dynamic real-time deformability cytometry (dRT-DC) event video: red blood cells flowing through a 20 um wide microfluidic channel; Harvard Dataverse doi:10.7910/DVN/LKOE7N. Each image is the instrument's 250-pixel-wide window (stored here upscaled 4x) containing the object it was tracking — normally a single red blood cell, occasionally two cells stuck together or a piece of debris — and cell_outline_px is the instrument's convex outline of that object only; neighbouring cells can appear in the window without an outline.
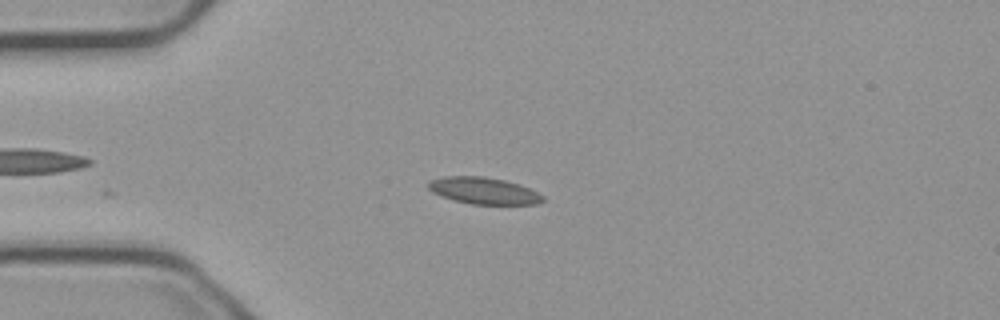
{"species": "common noctule bat (a hibernating species)", "species_latin": "Nyctalus noctula", "temperature_condition": "cold", "stored_images_in_passage": 19, "camera_frame_rate_fps": 3000, "um_per_image_px": 0.085, "animal": {"sex": "male", "body_mass_g": 23.1, "forearm_length_mm": 52.7}, "frame": {"image": 1, "passage_image": 4, "time_ms": 1.0, "image_size_px": [1000, 320], "cell_outline_px": [[544, 200], [536, 204], [472, 204], [452, 200], [440, 196], [432, 192], [428, 188], [428, 180], [444, 176], [484, 176], [504, 180], [520, 184], [544, 196]], "centroid_in_image_um": [41.07, 16.2], "position_along_channel_um": 43.9, "area_um2": 17.92}}
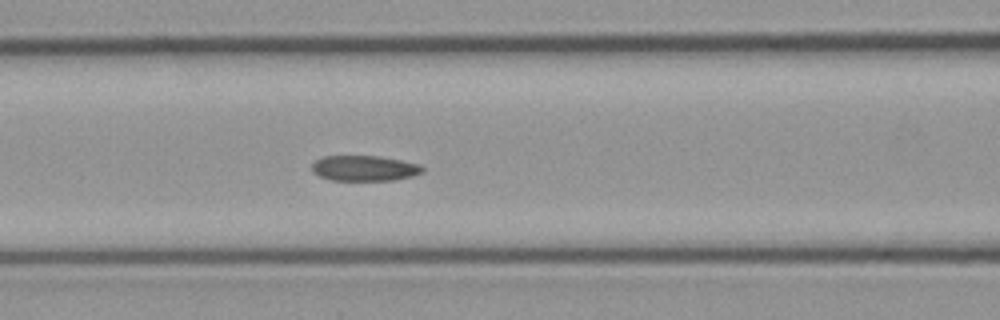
{"frame": {"image": 2, "passage_image": 13, "time_ms": 4.0, "image_size_px": [1000, 320], "cell_outline_px": [[424, 172], [412, 176], [392, 180], [332, 180], [320, 176], [312, 172], [312, 164], [320, 156], [376, 156], [400, 160], [420, 164], [424, 168]], "centroid_in_image_um": [30.97, 14.3], "position_along_channel_um": 135.6, "area_um2": 16.36}}
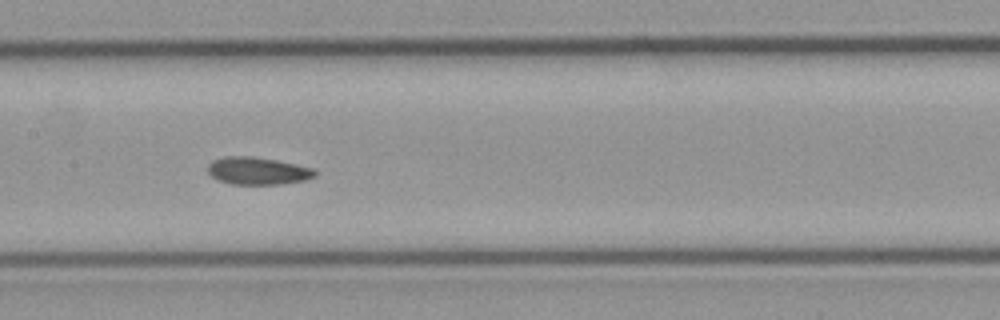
{"frame": {"image": 3, "passage_image": 17, "time_ms": 5.333, "image_size_px": [1000, 320], "cell_outline_px": [[316, 176], [308, 180], [280, 184], [232, 184], [216, 180], [208, 172], [208, 164], [212, 160], [224, 156], [252, 156], [276, 160], [312, 168], [316, 172]], "centroid_in_image_um": [21.88, 14.52], "position_along_channel_um": 185.5, "area_um2": 17.22}}